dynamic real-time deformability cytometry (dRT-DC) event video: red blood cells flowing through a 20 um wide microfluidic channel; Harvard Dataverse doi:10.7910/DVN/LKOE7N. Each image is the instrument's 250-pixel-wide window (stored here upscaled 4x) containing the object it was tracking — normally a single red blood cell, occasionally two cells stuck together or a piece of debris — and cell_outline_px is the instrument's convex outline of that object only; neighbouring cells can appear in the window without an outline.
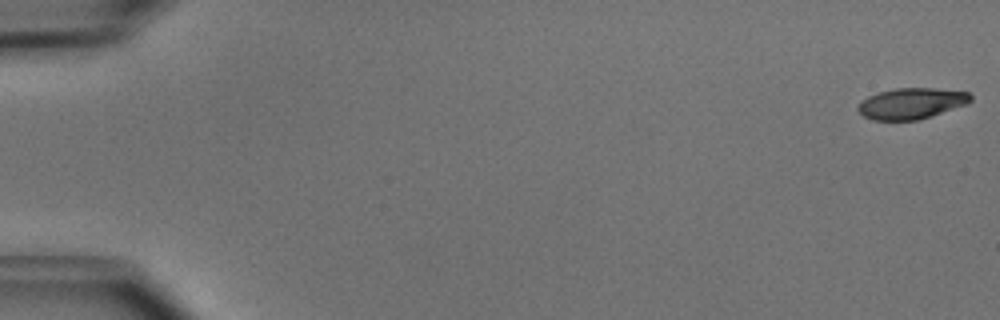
{"species": "common noctule bat (a hibernating species)", "species_latin": "Nyctalus noctula", "temperature_condition": "cold", "stored_images_in_passage": 52, "camera_frame_rate_fps": 3000, "um_per_image_px": 0.085, "animal": {"sex": "male", "body_mass_g": 15.6}, "frame": {"image": 1, "passage_image": 1, "time_ms": 0.0, "image_size_px": [1000, 320], "cell_outline_px": [[972, 100], [968, 104], [920, 120], [872, 120], [864, 116], [856, 108], [868, 96], [880, 92], [896, 88], [936, 88], [968, 92], [972, 96]], "centroid_in_image_um": [77.52, 8.79], "position_along_channel_um": 7.5, "area_um2": 20.35}}
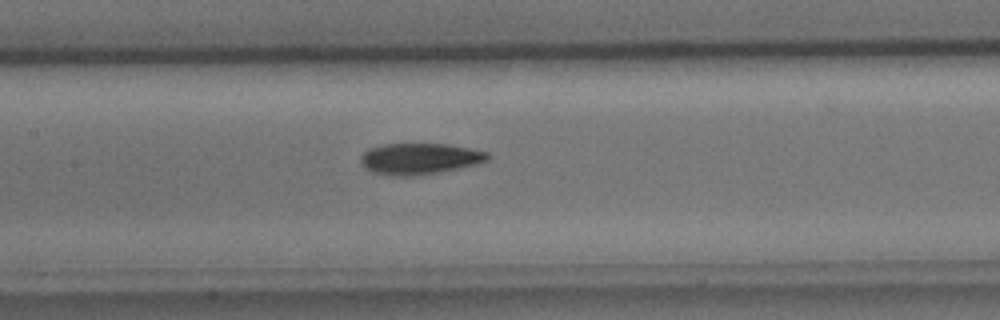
{"frame": {"image": 2, "passage_image": 25, "time_ms": 8.0, "image_size_px": [1000, 320], "cell_outline_px": [[488, 160], [460, 168], [440, 172], [416, 176], [392, 176], [372, 172], [364, 168], [360, 164], [360, 156], [368, 148], [384, 144], [448, 144], [488, 152]], "centroid_in_image_um": [35.6, 13.5], "position_along_channel_um": 171.8, "area_um2": 23.18}}
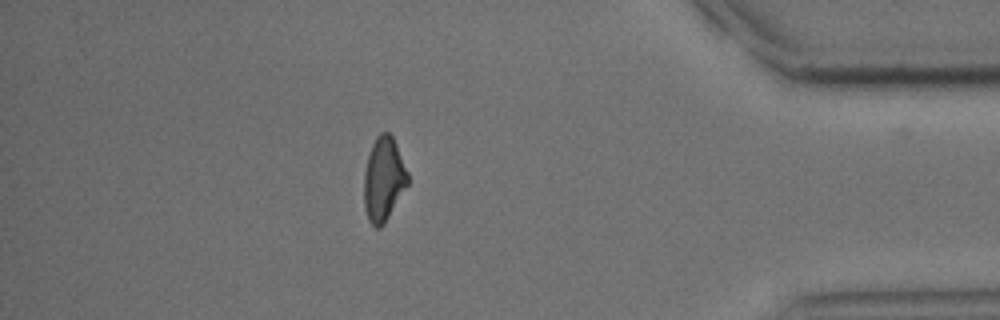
{"frame": {"image": 3, "passage_image": 45, "time_ms": 14.667, "image_size_px": [1000, 320], "cell_outline_px": [[408, 184], [384, 224], [380, 228], [376, 228], [368, 220], [364, 208], [364, 172], [368, 156], [372, 144], [376, 136], [380, 132], [388, 132], [392, 136], [396, 144], [408, 172]], "centroid_in_image_um": [32.6, 15.23], "position_along_channel_um": 402.6, "area_um2": 21.39}, "authors_computed_cell_mechanics": {"area_um2": 21.9062, "velocity_mm_per_s": 3.9857, "shape_relaxation_time_tau1_ms": 3.0017, "shape_relaxation_time_tau2_ms": 4.2474, "deformation_change_tau1": 0.1313, "deformation_change_tau2": 0.1045}}